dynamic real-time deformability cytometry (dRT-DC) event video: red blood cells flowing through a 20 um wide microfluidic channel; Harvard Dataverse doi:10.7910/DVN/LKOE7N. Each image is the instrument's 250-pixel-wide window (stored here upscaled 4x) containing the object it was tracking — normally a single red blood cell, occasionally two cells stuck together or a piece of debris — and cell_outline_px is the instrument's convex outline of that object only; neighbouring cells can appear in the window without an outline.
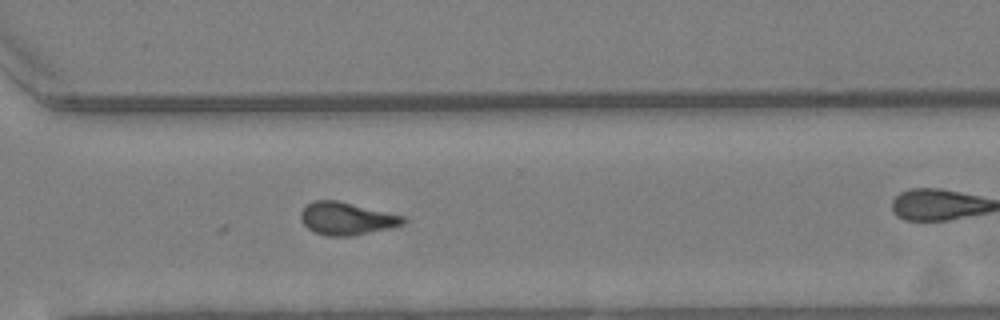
{"species": "Egyptian fruit bat (a non-hibernating species)", "species_latin": "Rousettus aegyptiacus", "temperature_condition": "warm", "stored_images_in_passage": 21, "camera_frame_rate_fps": 3000, "um_per_image_px": 0.085, "animal": {"sex": "female"}, "frame": {"image": 1, "passage_image": 21, "time_ms": 6.667, "image_size_px": [1000, 320], "cell_outline_px": [[408, 220], [404, 224], [388, 228], [352, 236], [328, 236], [316, 232], [308, 228], [300, 220], [300, 212], [308, 204], [316, 200], [336, 200], [404, 216]], "centroid_in_image_um": [29.46, 18.58], "position_along_channel_um": 341.1, "area_um2": 19.25}}